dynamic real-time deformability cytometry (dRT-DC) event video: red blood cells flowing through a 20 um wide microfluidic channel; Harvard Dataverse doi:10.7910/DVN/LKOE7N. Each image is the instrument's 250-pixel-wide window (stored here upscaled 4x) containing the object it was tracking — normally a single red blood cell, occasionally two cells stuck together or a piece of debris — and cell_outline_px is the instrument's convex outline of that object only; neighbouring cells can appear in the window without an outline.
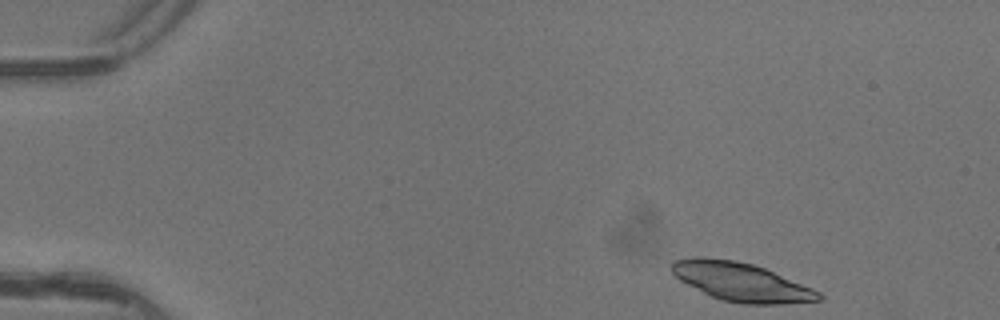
{"species": "common noctule bat (a hibernating species)", "species_latin": "Nyctalus noctula", "temperature_condition": "warm", "stored_images_in_passage": 5, "camera_frame_rate_fps": 3000, "um_per_image_px": 0.085, "animal": {"sex": "female"}, "frame": {"image": 1, "passage_image": 1, "time_ms": 0.0, "image_size_px": [1000, 320], "cell_outline_px": [[824, 296], [820, 300], [784, 304], [744, 304], [720, 300], [680, 280], [668, 268], [668, 264], [676, 260], [692, 256], [704, 256], [736, 260], [752, 264], [764, 268], [812, 288], [820, 292]], "centroid_in_image_um": [62.96, 23.94], "position_along_channel_um": 22.0, "area_um2": 33.12}}